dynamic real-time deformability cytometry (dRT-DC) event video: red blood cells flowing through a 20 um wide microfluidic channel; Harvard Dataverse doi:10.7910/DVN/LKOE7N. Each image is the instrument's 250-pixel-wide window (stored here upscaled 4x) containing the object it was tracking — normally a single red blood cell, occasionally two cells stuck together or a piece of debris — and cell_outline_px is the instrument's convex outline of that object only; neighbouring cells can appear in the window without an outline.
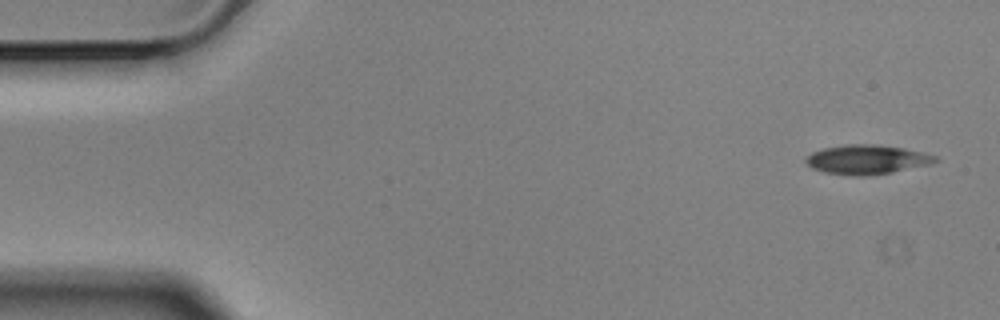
{"species": "Egyptian fruit bat (a non-hibernating species)", "species_latin": "Rousettus aegyptiacus", "temperature_condition": "cold", "stored_images_in_passage": 7, "camera_frame_rate_fps": 3000, "um_per_image_px": 0.085, "animal": {"sex": "male"}, "frame": {"image": 1, "passage_image": 1, "time_ms": 0.0, "image_size_px": [1000, 320], "cell_outline_px": [[940, 160], [932, 164], [892, 172], [864, 176], [852, 176], [824, 172], [812, 168], [804, 160], [812, 152], [824, 148], [844, 144], [872, 144], [904, 148], [936, 156]], "centroid_in_image_um": [73.69, 13.56], "position_along_channel_um": 11.3, "area_um2": 22.08}}
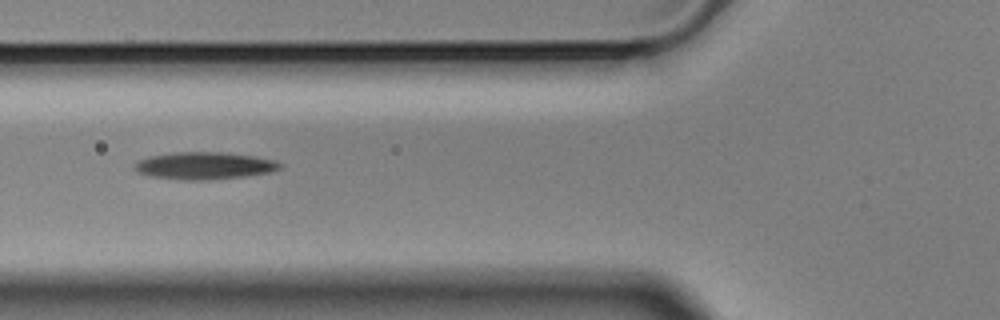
{"frame": {"image": 2, "passage_image": 6, "time_ms": 1.667, "image_size_px": [1000, 320], "cell_outline_px": [[284, 164], [280, 168], [272, 172], [244, 176], [208, 180], [180, 180], [148, 176], [136, 172], [132, 168], [136, 160], [148, 156], [176, 152], [220, 152], [252, 156], [276, 160]], "centroid_in_image_um": [17.31, 14.09], "position_along_channel_um": 108.5, "area_um2": 23.41}}
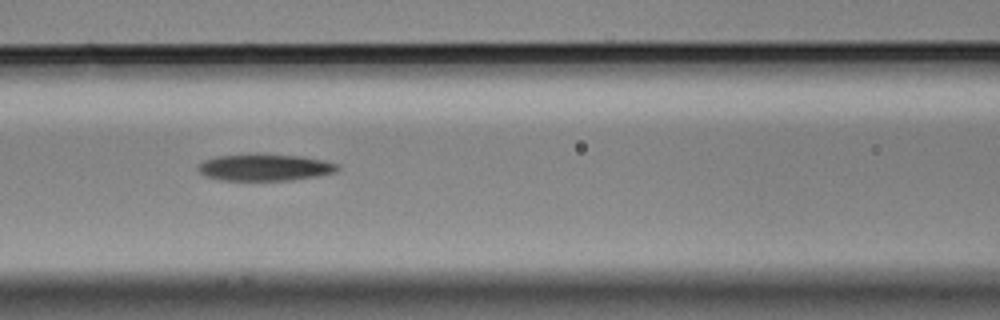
{"frame": {"image": 3, "passage_image": 7, "time_ms": 2.0, "image_size_px": [1000, 320], "cell_outline_px": [[340, 168], [336, 172], [316, 176], [292, 180], [220, 180], [204, 176], [196, 168], [204, 160], [216, 156], [300, 156], [324, 160], [336, 164]], "centroid_in_image_um": [22.51, 14.27], "position_along_channel_um": 144.1, "area_um2": 20.98}}